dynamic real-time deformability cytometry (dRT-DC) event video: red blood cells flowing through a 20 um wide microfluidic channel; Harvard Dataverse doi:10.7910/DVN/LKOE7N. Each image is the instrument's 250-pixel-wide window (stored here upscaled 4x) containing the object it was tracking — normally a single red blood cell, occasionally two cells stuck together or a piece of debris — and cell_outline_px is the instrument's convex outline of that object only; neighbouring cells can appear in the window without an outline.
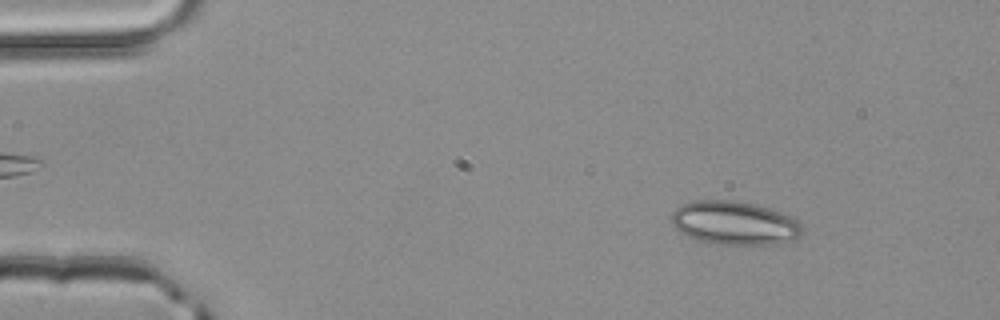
{"species": "common noctule bat (a hibernating species)", "species_latin": "Nyctalus noctula", "temperature_condition": "room temperature", "stored_images_in_passage": 52, "camera_frame_rate_fps": 3000, "um_per_image_px": 0.085, "animal": {"sex": "male", "body_mass_g": 20.4}, "frame": {"image": 1, "passage_image": 7, "time_ms": 2.0, "image_size_px": [1000, 320], "cell_outline_px": [[804, 232], [796, 240], [780, 244], [716, 244], [696, 240], [688, 236], [676, 228], [672, 224], [672, 212], [676, 208], [684, 204], [696, 200], [736, 200], [768, 208], [792, 216], [804, 228]], "centroid_in_image_um": [62.48, 18.97], "position_along_channel_um": 22.5, "area_um2": 33.35}}
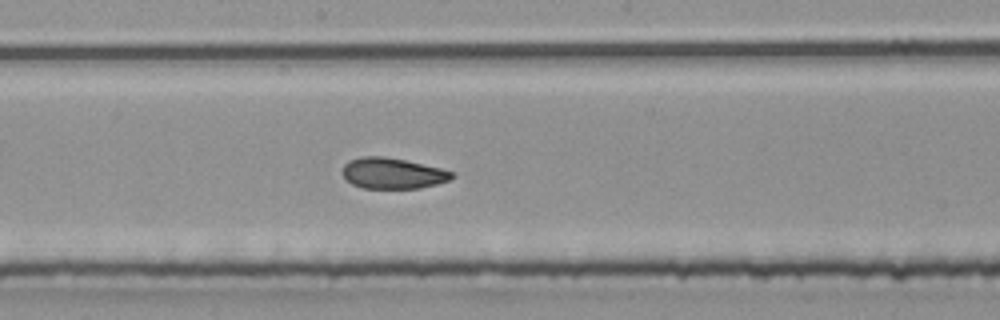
{"frame": {"image": 2, "passage_image": 28, "time_ms": 9.0, "image_size_px": [1000, 320], "cell_outline_px": [[456, 176], [448, 180], [436, 184], [420, 188], [364, 188], [352, 184], [344, 176], [344, 164], [348, 160], [360, 156], [384, 156], [404, 160], [440, 168], [452, 172]], "centroid_in_image_um": [33.37, 14.72], "position_along_channel_um": 214.8, "area_um2": 19.48}}
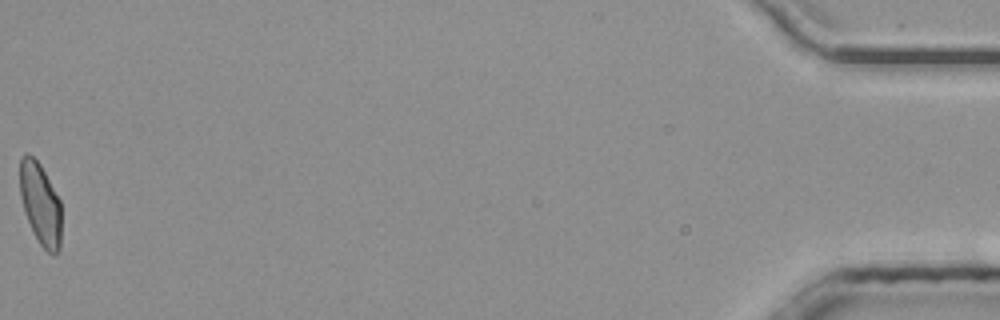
{"frame": {"image": 3, "passage_image": 52, "time_ms": 17.0, "image_size_px": [1000, 320], "cell_outline_px": [[60, 248], [56, 256], [52, 256], [40, 244], [32, 232], [24, 212], [20, 196], [20, 156], [28, 152], [40, 164], [60, 200]], "centroid_in_image_um": [3.42, 17.35], "position_along_channel_um": 431.8, "area_um2": 19.94}, "authors_computed_cell_mechanics": {"area_um2": 20.808, "velocity_mm_per_s": 4.041, "shape_relaxation_time_tau1_ms": 4.3511, "shape_relaxation_time_tau2_ms": 2.0181, "deformation_change_tau1": 0.1394, "deformation_change_tau2": 0.074}}